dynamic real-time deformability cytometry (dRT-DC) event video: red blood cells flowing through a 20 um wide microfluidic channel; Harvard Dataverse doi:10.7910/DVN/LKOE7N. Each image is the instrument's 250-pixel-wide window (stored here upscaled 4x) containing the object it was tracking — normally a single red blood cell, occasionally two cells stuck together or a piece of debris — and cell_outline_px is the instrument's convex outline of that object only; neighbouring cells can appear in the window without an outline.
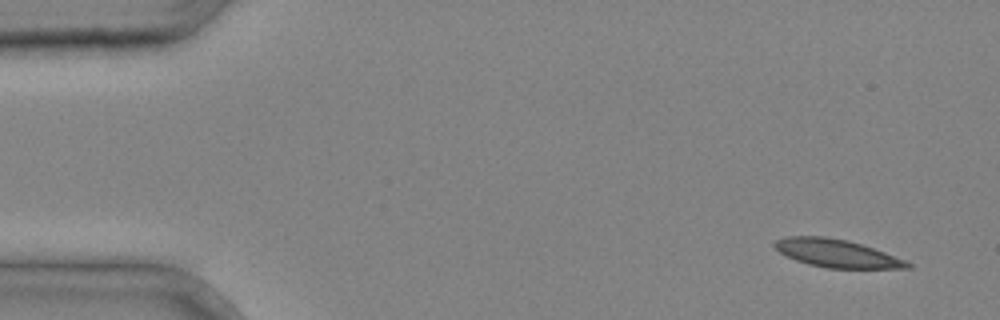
{"species": "common noctule bat (a hibernating species)", "species_latin": "Nyctalus noctula", "temperature_condition": "cold", "stored_images_in_passage": 3, "camera_frame_rate_fps": 3000, "um_per_image_px": 0.085, "animal": {"sex": "male", "body_mass_g": 20.4}, "frame": {"image": 1, "passage_image": 1, "time_ms": 0.0, "image_size_px": [1000, 320], "cell_outline_px": [[912, 268], [824, 268], [808, 264], [796, 260], [780, 252], [772, 244], [776, 240], [784, 236], [824, 236], [848, 240], [884, 252], [904, 260], [912, 264]], "centroid_in_image_um": [71.08, 21.53], "position_along_channel_um": 13.9, "area_um2": 21.44}}